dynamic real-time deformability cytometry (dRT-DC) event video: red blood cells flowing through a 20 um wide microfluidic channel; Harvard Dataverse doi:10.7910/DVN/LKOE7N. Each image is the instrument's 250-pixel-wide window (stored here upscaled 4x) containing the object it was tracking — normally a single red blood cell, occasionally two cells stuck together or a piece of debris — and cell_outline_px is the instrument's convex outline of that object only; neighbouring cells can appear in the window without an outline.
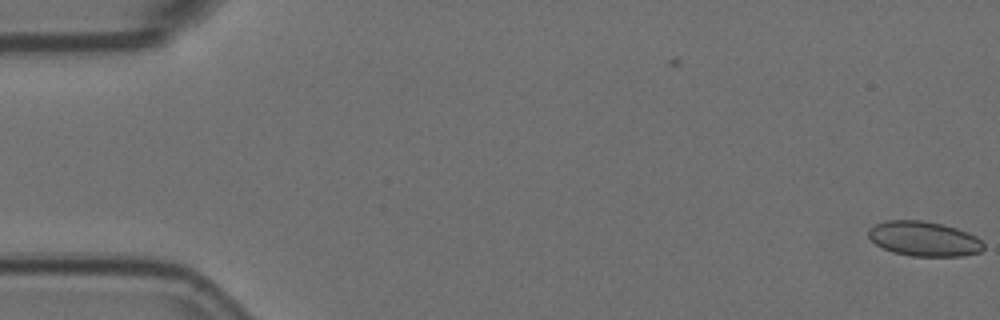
{"species": "Egyptian fruit bat (a non-hibernating species)", "species_latin": "Rousettus aegyptiacus", "temperature_condition": "room temperature", "stored_images_in_passage": 3, "camera_frame_rate_fps": 3000, "um_per_image_px": 0.085, "animal": {"sex": "female"}, "frame": {"image": 1, "passage_image": 3, "time_ms": 0.667, "image_size_px": [1000, 320], "cell_outline_px": [[984, 248], [980, 252], [964, 256], [912, 256], [892, 252], [876, 244], [868, 236], [868, 232], [876, 224], [888, 220], [920, 220], [944, 224], [968, 232], [976, 236], [984, 244]], "centroid_in_image_um": [78.57, 20.3], "position_along_channel_um": 6.4, "area_um2": 23.29}}